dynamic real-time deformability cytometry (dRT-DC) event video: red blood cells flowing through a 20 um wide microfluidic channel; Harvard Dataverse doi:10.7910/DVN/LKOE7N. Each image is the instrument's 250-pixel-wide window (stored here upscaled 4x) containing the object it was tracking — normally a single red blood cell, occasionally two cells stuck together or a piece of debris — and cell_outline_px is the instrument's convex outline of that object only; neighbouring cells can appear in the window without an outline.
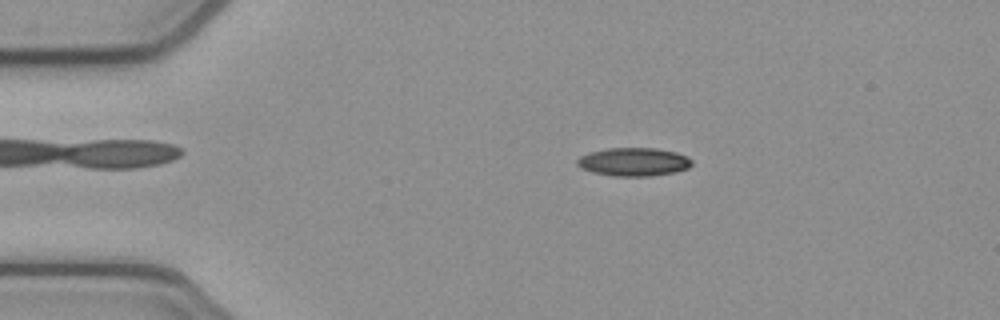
{"species": "common noctule bat (a hibernating species)", "species_latin": "Nyctalus noctula", "temperature_condition": "cold", "stored_images_in_passage": 51, "camera_frame_rate_fps": 3000, "um_per_image_px": 0.085, "animal": {"sex": "female", "body_mass_g": 21.9}, "frame": {"image": 1, "passage_image": 8, "time_ms": 2.333, "image_size_px": [1000, 320], "cell_outline_px": [[692, 164], [688, 168], [676, 172], [652, 176], [612, 176], [592, 172], [580, 168], [576, 164], [576, 160], [580, 156], [588, 152], [608, 148], [656, 148], [676, 152], [692, 160]], "centroid_in_image_um": [53.83, 13.76], "position_along_channel_um": 31.2, "area_um2": 19.07}}
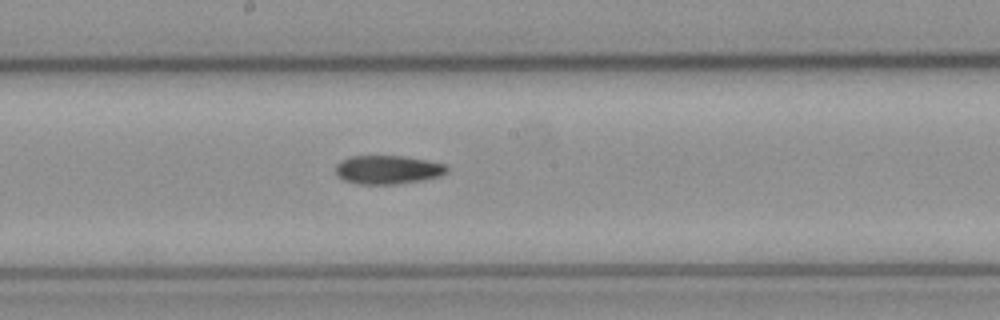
{"frame": {"image": 2, "passage_image": 26, "time_ms": 8.333, "image_size_px": [1000, 320], "cell_outline_px": [[448, 172], [440, 176], [424, 180], [396, 184], [356, 184], [344, 180], [336, 176], [336, 164], [340, 160], [352, 156], [400, 156], [428, 160], [448, 164]], "centroid_in_image_um": [32.98, 14.43], "position_along_channel_um": 215.2, "area_um2": 18.84}}
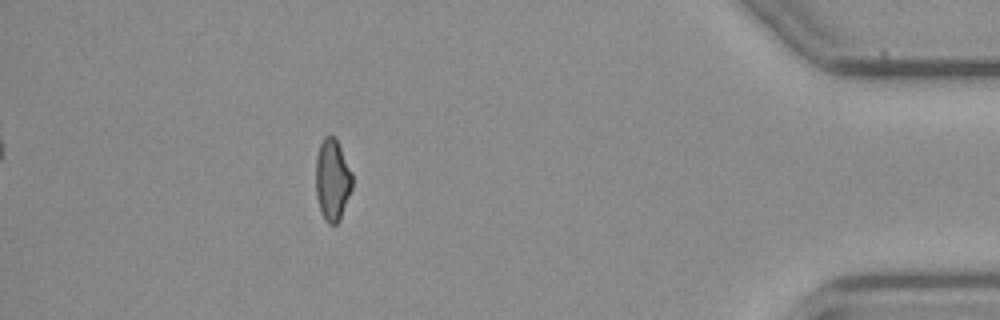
{"frame": {"image": 3, "passage_image": 45, "time_ms": 14.667, "image_size_px": [1000, 320], "cell_outline_px": [[352, 188], [340, 220], [336, 224], [328, 224], [324, 220], [320, 212], [316, 196], [316, 156], [320, 144], [324, 136], [332, 136], [336, 140], [352, 172]], "centroid_in_image_um": [28.24, 15.33], "position_along_channel_um": 407.0, "area_um2": 17.34}, "authors_computed_cell_mechanics": {"area_um2": 18.6694, "velocity_mm_per_s": 3.8717, "shape_relaxation_time_tau1_ms": 5.0582, "shape_relaxation_time_tau2_ms": null, "deformation_change_tau1": 0.1348, "deformation_change_tau2": null}}